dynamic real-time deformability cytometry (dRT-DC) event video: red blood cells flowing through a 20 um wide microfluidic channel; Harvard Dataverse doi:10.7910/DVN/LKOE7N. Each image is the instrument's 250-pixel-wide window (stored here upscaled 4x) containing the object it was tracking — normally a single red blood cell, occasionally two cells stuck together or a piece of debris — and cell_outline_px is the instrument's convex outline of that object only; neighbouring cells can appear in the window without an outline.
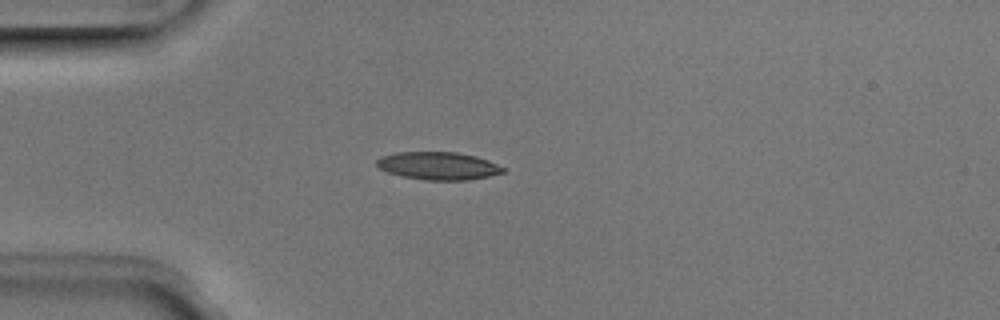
{"species": "Egyptian fruit bat (a non-hibernating species)", "species_latin": "Rousettus aegyptiacus", "temperature_condition": "room temperature", "stored_images_in_passage": 6, "camera_frame_rate_fps": 3000, "um_per_image_px": 0.085, "animal": {"sex": "male"}, "frame": {"image": 1, "passage_image": 4, "time_ms": 1.0, "image_size_px": [1000, 320], "cell_outline_px": [[504, 172], [488, 176], [468, 180], [424, 180], [404, 176], [388, 172], [380, 168], [376, 164], [376, 160], [380, 156], [396, 152], [456, 152], [476, 156], [488, 160], [504, 168]], "centroid_in_image_um": [37.23, 14.09], "position_along_channel_um": 47.8, "area_um2": 20.35}}